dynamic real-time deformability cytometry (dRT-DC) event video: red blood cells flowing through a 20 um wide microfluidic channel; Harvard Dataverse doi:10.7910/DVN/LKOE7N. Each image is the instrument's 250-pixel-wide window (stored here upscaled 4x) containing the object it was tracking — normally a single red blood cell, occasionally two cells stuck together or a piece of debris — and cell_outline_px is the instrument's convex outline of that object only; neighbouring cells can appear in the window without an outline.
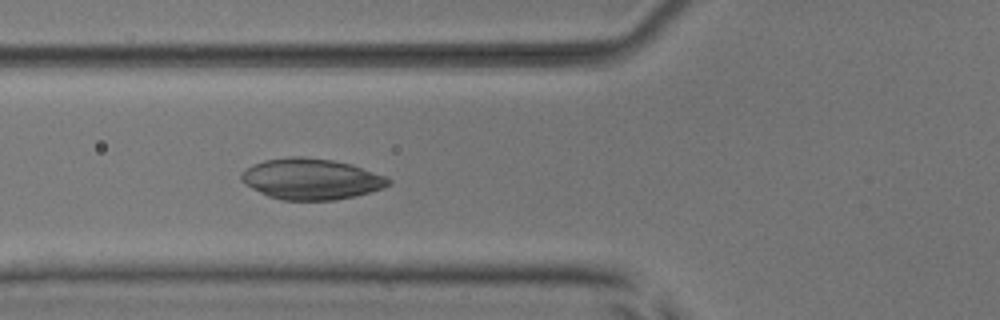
{"species": "common noctule bat (a hibernating species)", "species_latin": "Nyctalus noctula", "temperature_condition": "room temperature", "stored_images_in_passage": 5, "camera_frame_rate_fps": 3000, "um_per_image_px": 0.085, "animal": {"sex": "male", "body_mass_g": 17.9, "forearm_length_mm": 54.2}, "frame": {"image": 1, "passage_image": 5, "time_ms": 5.667, "image_size_px": [1000, 320], "cell_outline_px": [[392, 180], [384, 188], [356, 196], [336, 200], [284, 200], [268, 196], [244, 184], [240, 180], [240, 172], [252, 164], [264, 160], [288, 156], [304, 156], [332, 160], [352, 164], [384, 176]], "centroid_in_image_um": [26.41, 15.21], "position_along_channel_um": 99.4, "area_um2": 35.32}}